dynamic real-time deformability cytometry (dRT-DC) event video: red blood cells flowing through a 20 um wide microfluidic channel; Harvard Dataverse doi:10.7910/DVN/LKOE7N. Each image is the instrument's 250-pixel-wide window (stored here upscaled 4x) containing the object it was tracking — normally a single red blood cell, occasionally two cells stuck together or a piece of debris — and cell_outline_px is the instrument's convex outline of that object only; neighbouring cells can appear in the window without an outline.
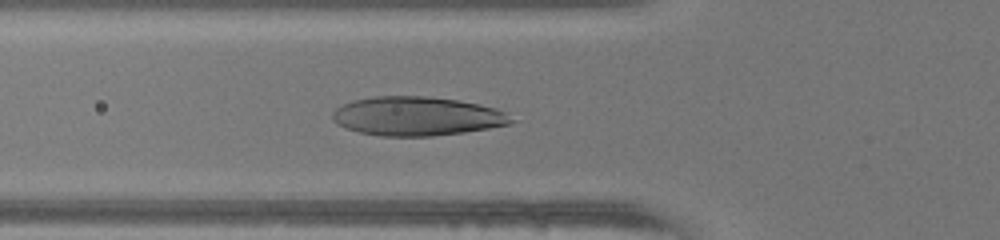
{"species": "human", "species_latin": "Homo sapiens", "temperature_condition": "warm", "stored_images_in_passage": 31, "camera_frame_rate_fps": 3000, "um_per_image_px": 0.085, "donor": {"sex": "female"}, "frame": {"image": 1, "passage_image": 6, "time_ms": 1.667, "image_size_px": [1000, 240], "cell_outline_px": [[516, 120], [512, 124], [464, 132], [432, 136], [380, 136], [360, 132], [336, 124], [332, 120], [332, 112], [336, 108], [352, 100], [376, 96], [428, 96], [456, 100], [480, 104], [496, 108], [508, 112]], "centroid_in_image_um": [35.47, 9.87], "position_along_channel_um": 90.3, "area_um2": 40.81}}
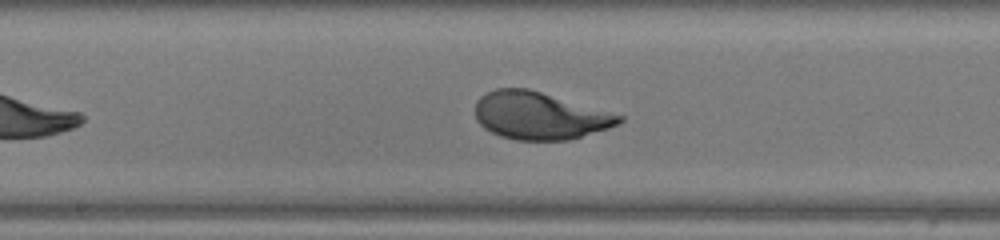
{"frame": {"image": 2, "passage_image": 14, "time_ms": 4.333, "image_size_px": [1000, 240], "cell_outline_px": [[624, 120], [608, 128], [568, 140], [516, 140], [500, 136], [484, 128], [476, 120], [476, 100], [480, 96], [496, 88], [528, 88], [624, 116]], "centroid_in_image_um": [45.83, 9.83], "position_along_channel_um": 202.4, "area_um2": 39.48}}
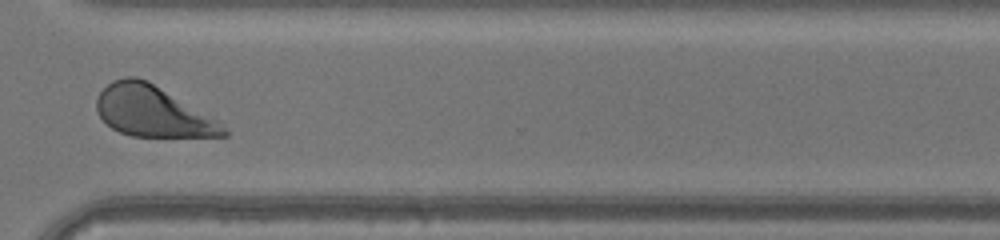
{"frame": {"image": 3, "passage_image": 25, "time_ms": 8.0, "image_size_px": [1000, 240], "cell_outline_px": [[228, 136], [132, 136], [120, 132], [112, 128], [100, 116], [96, 108], [96, 100], [100, 92], [112, 80], [124, 76], [136, 76], [148, 80], [220, 120], [224, 124], [228, 132]], "centroid_in_image_um": [13.0, 9.45], "position_along_channel_um": 357.6, "area_um2": 37.69}, "authors_computed_cell_mechanics": {"area_um2": 39.2462, "velocity_mm_per_s": 4.2163, "shape_relaxation_time_tau1_ms": 3.0517, "shape_relaxation_time_tau2_ms": null, "deformation_change_tau1": 0.2027, "deformation_change_tau2": null}}